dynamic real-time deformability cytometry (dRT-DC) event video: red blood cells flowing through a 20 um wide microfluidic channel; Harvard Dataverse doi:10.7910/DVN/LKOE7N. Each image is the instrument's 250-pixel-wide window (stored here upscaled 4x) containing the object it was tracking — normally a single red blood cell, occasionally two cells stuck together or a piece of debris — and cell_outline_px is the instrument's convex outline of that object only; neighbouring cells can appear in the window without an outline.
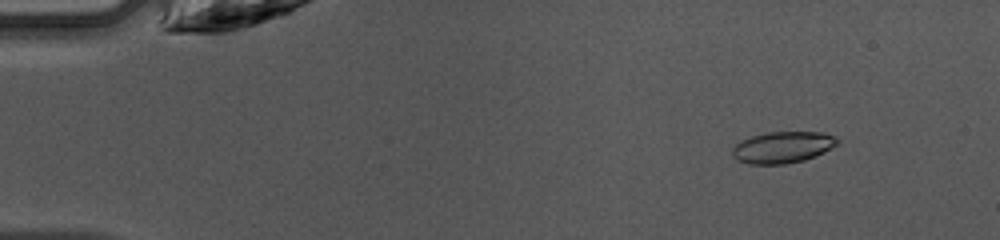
{"species": "common noctule bat (a hibernating species)", "species_latin": "Nyctalus noctula", "temperature_condition": "warm", "stored_images_in_passage": 47, "camera_frame_rate_fps": 3000, "um_per_image_px": 0.085, "animal": {"sex": "female", "body_mass_g": 10.0, "forearm_length_mm": 53.1}, "frame": {"image": 1, "passage_image": 6, "time_ms": 1.667, "image_size_px": [1000, 240], "cell_outline_px": [[840, 144], [816, 156], [804, 160], [784, 164], [748, 164], [736, 160], [732, 156], [732, 148], [740, 140], [752, 136], [768, 132], [824, 132], [836, 136], [840, 140]], "centroid_in_image_um": [66.55, 12.52], "position_along_channel_um": 18.4, "area_um2": 19.59}}
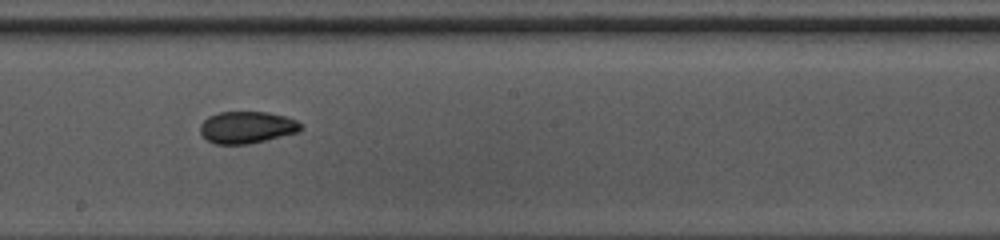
{"frame": {"image": 2, "passage_image": 27, "time_ms": 8.667, "image_size_px": [1000, 240], "cell_outline_px": [[304, 128], [296, 132], [248, 144], [216, 144], [208, 140], [200, 132], [200, 124], [208, 116], [220, 112], [268, 112], [288, 116], [296, 120]], "centroid_in_image_um": [20.98, 10.81], "position_along_channel_um": 227.2, "area_um2": 18.61}}
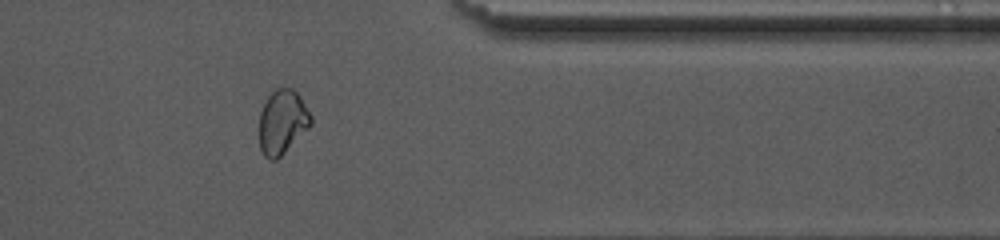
{"frame": {"image": 3, "passage_image": 39, "time_ms": 12.667, "image_size_px": [1000, 240], "cell_outline_px": [[312, 124], [276, 160], [268, 160], [264, 156], [260, 148], [260, 112], [268, 96], [276, 88], [292, 88], [300, 96], [312, 116]], "centroid_in_image_um": [24.0, 10.36], "position_along_channel_um": 387.4, "area_um2": 19.13}, "authors_computed_cell_mechanics": {"area_um2": 19.074, "velocity_mm_per_s": 4.2655, "shape_relaxation_time_tau1_ms": null, "shape_relaxation_time_tau2_ms": 1.1616, "deformation_change_tau1": null, "deformation_change_tau2": 0.0583}}